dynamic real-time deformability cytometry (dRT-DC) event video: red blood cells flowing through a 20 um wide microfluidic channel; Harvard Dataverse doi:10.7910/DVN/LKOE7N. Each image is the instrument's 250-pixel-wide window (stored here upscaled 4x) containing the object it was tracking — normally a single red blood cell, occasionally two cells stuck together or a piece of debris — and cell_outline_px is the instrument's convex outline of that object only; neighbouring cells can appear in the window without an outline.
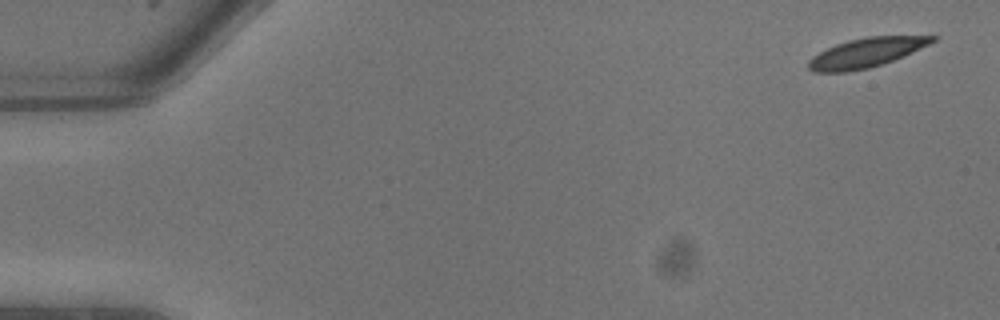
{"species": "common noctule bat (a hibernating species)", "species_latin": "Nyctalus noctula", "temperature_condition": "warm", "stored_images_in_passage": 10, "camera_frame_rate_fps": 3000, "um_per_image_px": 0.085, "animal": {"sex": "male", "body_mass_g": 13.3}, "frame": {"image": 1, "passage_image": 1, "time_ms": 0.0, "image_size_px": [1000, 320], "cell_outline_px": [[940, 36], [936, 40], [912, 52], [892, 60], [868, 68], [848, 72], [812, 72], [808, 68], [808, 60], [812, 56], [836, 44], [848, 40], [868, 36]], "centroid_in_image_um": [73.58, 4.48], "position_along_channel_um": 11.4, "area_um2": 20.92}}
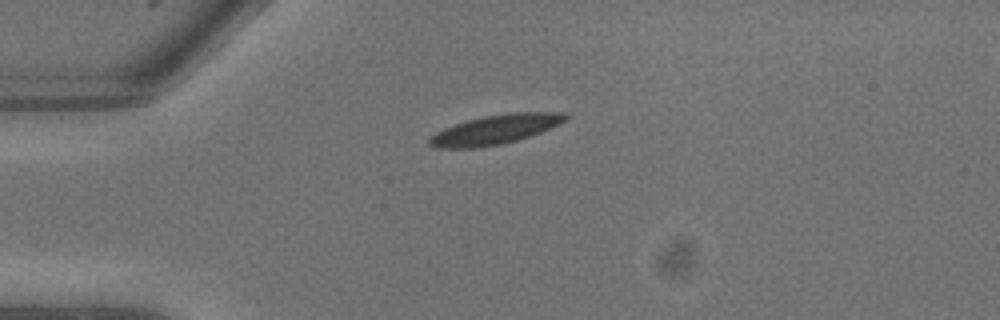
{"frame": {"image": 2, "passage_image": 6, "time_ms": 1.667, "image_size_px": [1000, 320], "cell_outline_px": [[568, 120], [560, 124], [540, 132], [516, 140], [500, 144], [476, 148], [440, 148], [428, 144], [428, 140], [436, 132], [444, 128], [468, 120], [484, 116], [516, 112], [564, 112], [568, 116]], "centroid_in_image_um": [42.13, 11.0], "position_along_channel_um": 42.9, "area_um2": 23.0}}
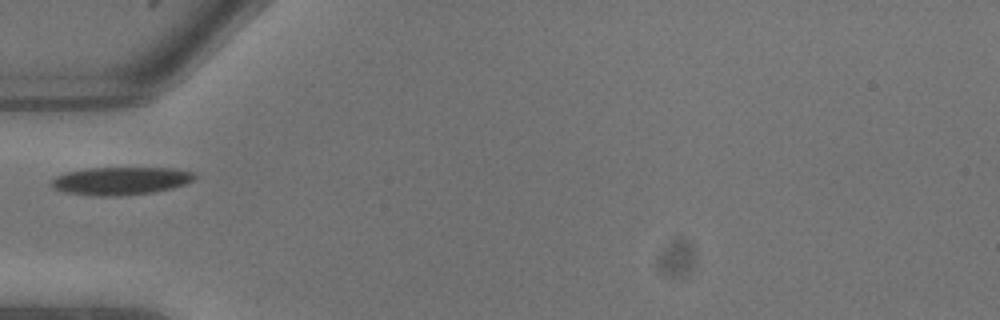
{"frame": {"image": 3, "passage_image": 8, "time_ms": 2.333, "image_size_px": [1000, 320], "cell_outline_px": [[196, 176], [192, 180], [184, 184], [172, 188], [152, 192], [120, 196], [92, 196], [64, 192], [52, 188], [52, 180], [56, 176], [68, 172], [84, 168], [176, 168], [192, 172]], "centroid_in_image_um": [10.23, 15.37], "position_along_channel_um": 74.8, "area_um2": 23.24}}